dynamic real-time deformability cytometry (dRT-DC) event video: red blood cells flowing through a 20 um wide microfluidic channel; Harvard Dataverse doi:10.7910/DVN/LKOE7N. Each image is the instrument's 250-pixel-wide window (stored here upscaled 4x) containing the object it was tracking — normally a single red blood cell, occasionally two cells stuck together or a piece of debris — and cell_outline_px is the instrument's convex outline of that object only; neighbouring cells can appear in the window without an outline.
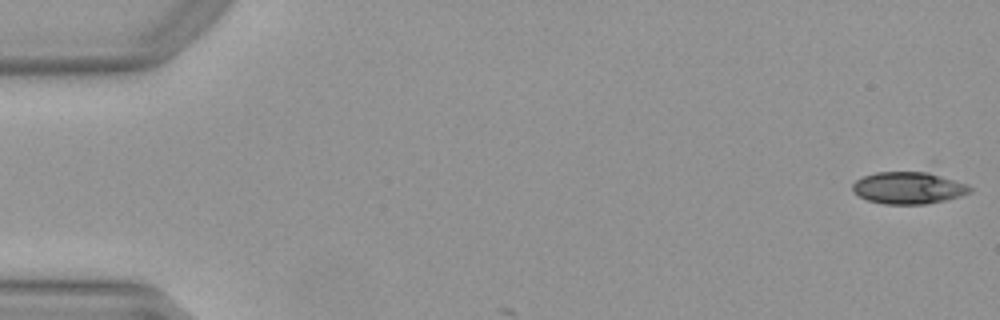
{"species": "Egyptian fruit bat (a non-hibernating species)", "species_latin": "Rousettus aegyptiacus", "temperature_condition": "warm", "stored_images_in_passage": 5, "camera_frame_rate_fps": 3000, "um_per_image_px": 0.085, "animal": {"sex": "female"}, "frame": {"image": 1, "passage_image": 1, "time_ms": 0.0, "image_size_px": [1000, 320], "cell_outline_px": [[972, 192], [960, 196], [944, 200], [924, 204], [884, 204], [868, 200], [860, 196], [852, 188], [852, 184], [856, 180], [864, 176], [876, 172], [928, 172], [968, 184], [972, 188]], "centroid_in_image_um": [77.23, 15.97], "position_along_channel_um": 7.8, "area_um2": 21.68}}